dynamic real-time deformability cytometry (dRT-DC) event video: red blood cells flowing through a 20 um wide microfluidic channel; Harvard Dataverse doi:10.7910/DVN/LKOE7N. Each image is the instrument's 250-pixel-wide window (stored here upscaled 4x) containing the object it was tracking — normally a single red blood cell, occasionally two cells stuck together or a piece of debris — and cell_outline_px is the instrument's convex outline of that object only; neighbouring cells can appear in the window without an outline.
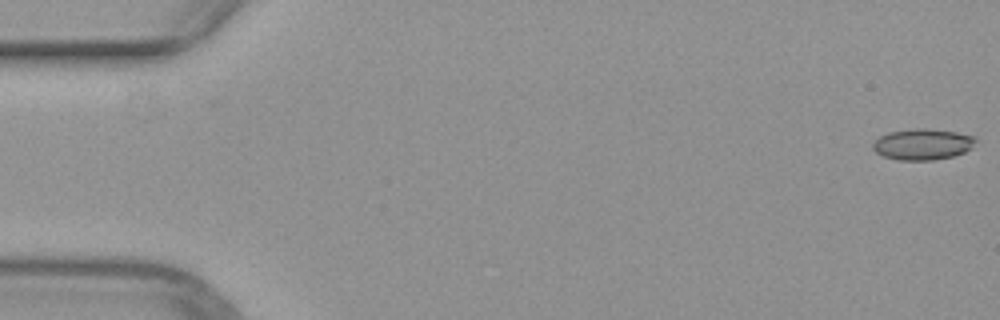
{"species": "common noctule bat (a hibernating species)", "species_latin": "Nyctalus noctula", "temperature_condition": "warm", "stored_images_in_passage": 51, "camera_frame_rate_fps": 3000, "um_per_image_px": 0.085, "animal": {"sex": "female", "body_mass_g": 29.2, "forearm_length_mm": 56.3}, "frame": {"image": 1, "passage_image": 1, "time_ms": 0.0, "image_size_px": [1000, 320], "cell_outline_px": [[976, 140], [972, 148], [964, 152], [952, 156], [932, 160], [896, 160], [884, 156], [876, 152], [872, 148], [872, 144], [880, 136], [888, 132], [916, 128], [924, 128], [956, 132], [976, 136]], "centroid_in_image_um": [78.42, 12.26], "position_along_channel_um": 6.6, "area_um2": 18.61}}
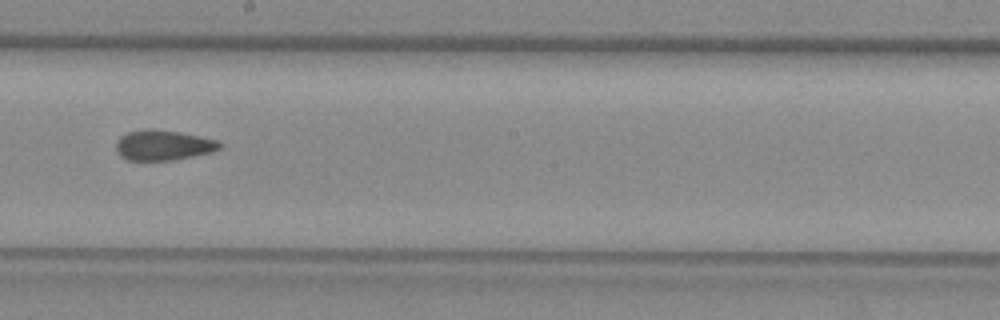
{"frame": {"image": 2, "passage_image": 29, "time_ms": 9.333, "image_size_px": [1000, 320], "cell_outline_px": [[224, 144], [220, 148], [212, 152], [172, 160], [128, 160], [120, 156], [116, 152], [116, 144], [120, 136], [128, 132], [148, 128], [152, 128], [176, 132], [220, 140]], "centroid_in_image_um": [13.88, 12.34], "position_along_channel_um": 234.3, "area_um2": 18.26}}
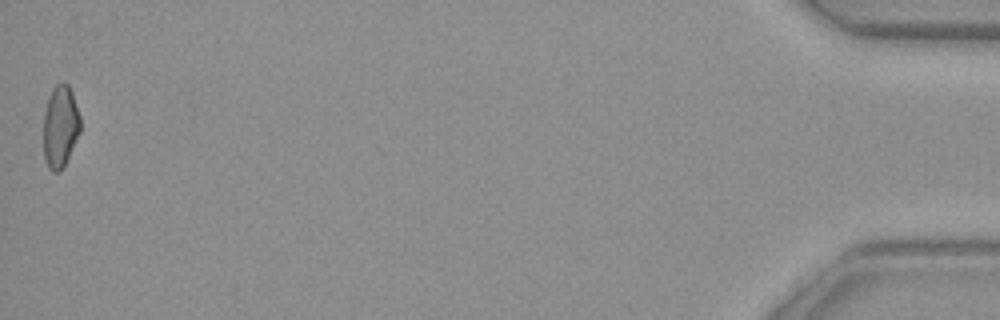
{"frame": {"image": 3, "passage_image": 51, "time_ms": 16.667, "image_size_px": [1000, 320], "cell_outline_px": [[80, 132], [64, 168], [60, 172], [52, 172], [48, 168], [44, 156], [44, 112], [52, 88], [60, 80], [68, 84], [72, 92], [80, 116]], "centroid_in_image_um": [5.13, 10.76], "position_along_channel_um": 430.1, "area_um2": 17.86}}